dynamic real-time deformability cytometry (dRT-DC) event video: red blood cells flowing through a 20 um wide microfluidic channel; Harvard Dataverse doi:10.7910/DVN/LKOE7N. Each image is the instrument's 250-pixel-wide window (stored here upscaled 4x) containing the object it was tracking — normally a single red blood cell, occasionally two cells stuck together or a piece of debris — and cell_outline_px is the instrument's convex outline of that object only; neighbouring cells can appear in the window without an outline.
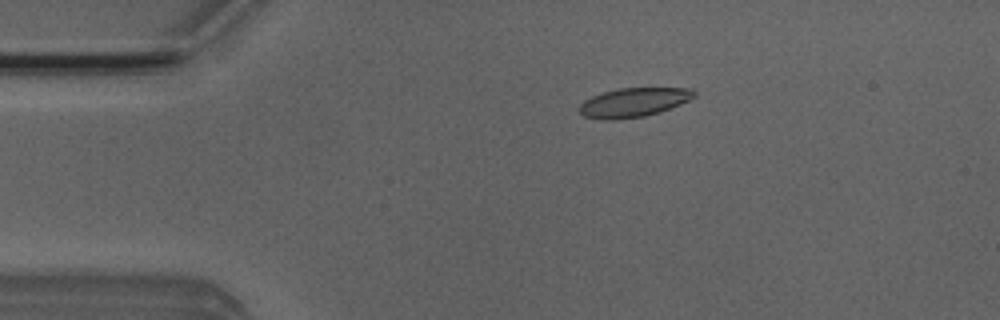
{"species": "Egyptian fruit bat (a non-hibernating species)", "species_latin": "Rousettus aegyptiacus", "temperature_condition": "room temperature", "stored_images_in_passage": 6, "camera_frame_rate_fps": 3000, "um_per_image_px": 0.085, "animal": {"sex": "male"}, "frame": {"image": 1, "passage_image": 3, "time_ms": 0.667, "image_size_px": [1000, 320], "cell_outline_px": [[696, 96], [680, 104], [644, 116], [612, 120], [604, 120], [584, 116], [576, 108], [584, 100], [592, 96], [604, 92], [620, 88], [692, 88], [696, 92]], "centroid_in_image_um": [53.82, 8.7], "position_along_channel_um": 31.2, "area_um2": 19.31}}